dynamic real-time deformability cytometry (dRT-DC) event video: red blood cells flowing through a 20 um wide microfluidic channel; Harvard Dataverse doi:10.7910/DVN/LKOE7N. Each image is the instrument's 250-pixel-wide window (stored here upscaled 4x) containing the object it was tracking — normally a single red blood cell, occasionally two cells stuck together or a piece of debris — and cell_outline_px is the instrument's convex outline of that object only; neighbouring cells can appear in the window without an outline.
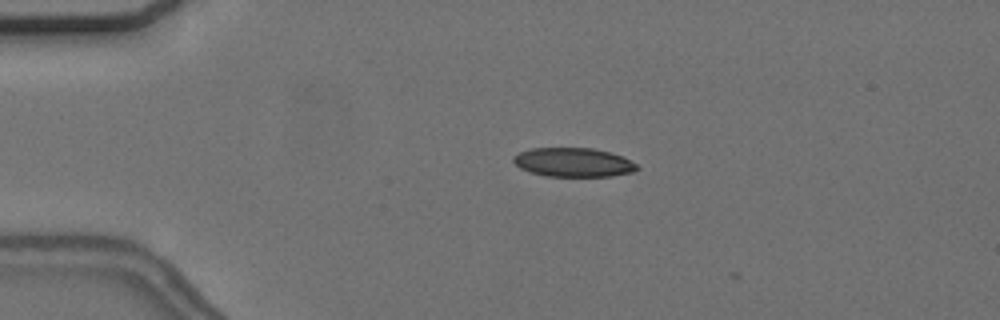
{"species": "common noctule bat (a hibernating species)", "species_latin": "Nyctalus noctula", "temperature_condition": "cold", "stored_images_in_passage": 3, "camera_frame_rate_fps": 3000, "um_per_image_px": 0.085, "animal": {"sex": "female", "body_mass_g": 24.6, "forearm_length_mm": 56.2}, "frame": {"image": 1, "passage_image": 2, "time_ms": 0.333, "image_size_px": [1000, 320], "cell_outline_px": [[640, 168], [632, 172], [612, 176], [544, 176], [528, 172], [520, 168], [512, 160], [512, 156], [528, 148], [592, 148], [612, 152], [624, 156], [636, 164]], "centroid_in_image_um": [48.73, 13.79], "position_along_channel_um": 36.3, "area_um2": 21.15}}